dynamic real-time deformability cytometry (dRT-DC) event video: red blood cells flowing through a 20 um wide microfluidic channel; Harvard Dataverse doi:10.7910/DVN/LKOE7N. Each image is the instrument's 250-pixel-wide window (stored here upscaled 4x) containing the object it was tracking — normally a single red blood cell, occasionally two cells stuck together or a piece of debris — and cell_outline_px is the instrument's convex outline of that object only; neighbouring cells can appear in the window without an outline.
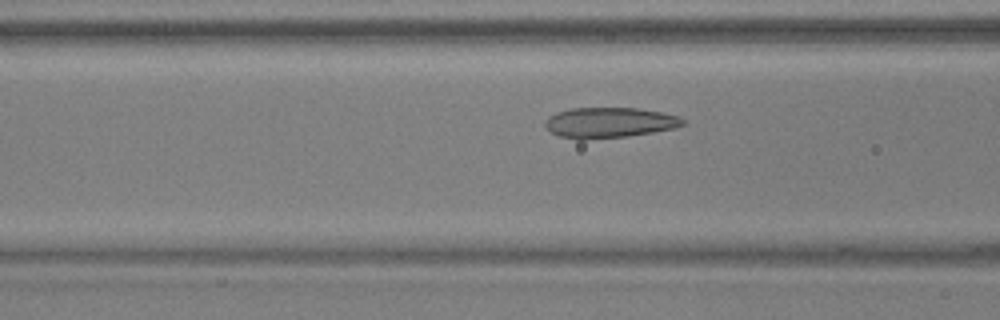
{"species": "common noctule bat (a hibernating species)", "species_latin": "Nyctalus noctula", "temperature_condition": "warm", "stored_images_in_passage": 39, "camera_frame_rate_fps": 3000, "um_per_image_px": 0.085, "animal": {"sex": "male", "body_mass_g": 17.9, "forearm_length_mm": 54.2}, "frame": {"image": 1, "passage_image": 16, "time_ms": 5.0, "image_size_px": [1000, 320], "cell_outline_px": [[684, 124], [676, 128], [628, 136], [584, 140], [580, 140], [560, 136], [552, 132], [544, 124], [544, 120], [548, 116], [556, 112], [572, 108], [636, 108], [660, 112], [676, 116], [684, 120]], "centroid_in_image_um": [51.75, 10.42], "position_along_channel_um": 114.8, "area_um2": 24.33}}
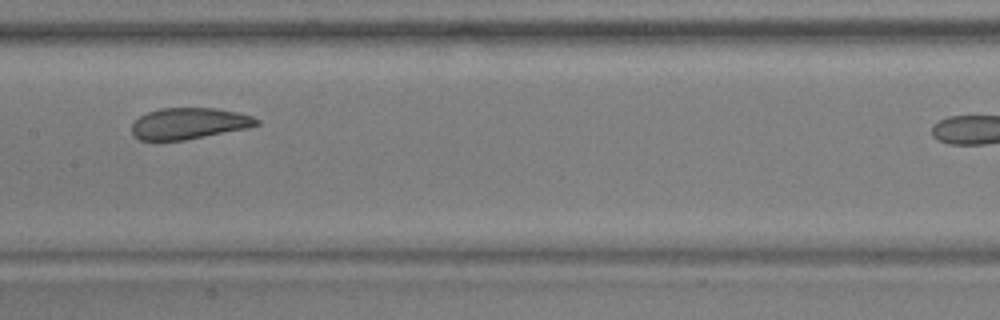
{"frame": {"image": 2, "passage_image": 22, "time_ms": 7.0, "image_size_px": [1000, 320], "cell_outline_px": [[260, 124], [248, 128], [184, 140], [140, 140], [132, 132], [132, 124], [140, 116], [148, 112], [160, 108], [212, 108], [236, 112], [252, 116], [260, 120]], "centroid_in_image_um": [16.08, 10.49], "position_along_channel_um": 191.3, "area_um2": 22.54}}
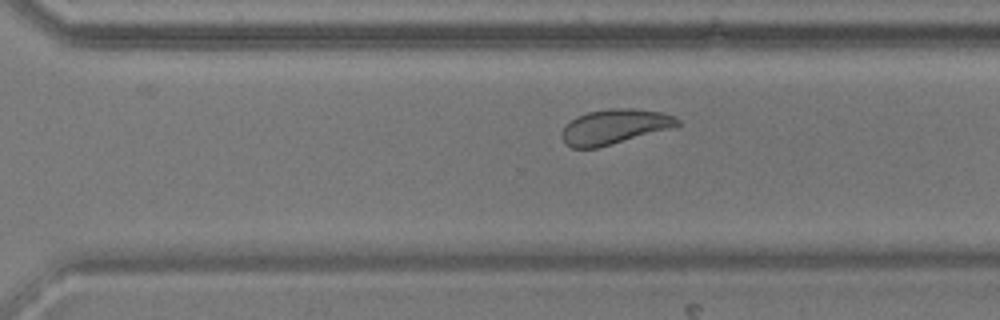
{"frame": {"image": 3, "passage_image": 32, "time_ms": 10.333, "image_size_px": [1000, 320], "cell_outline_px": [[680, 124], [672, 128], [596, 148], [572, 148], [564, 144], [560, 136], [560, 132], [564, 124], [576, 116], [588, 112], [612, 108], [632, 108], [664, 112], [680, 120]], "centroid_in_image_um": [52.17, 10.77], "position_along_channel_um": 318.4, "area_um2": 23.7}}